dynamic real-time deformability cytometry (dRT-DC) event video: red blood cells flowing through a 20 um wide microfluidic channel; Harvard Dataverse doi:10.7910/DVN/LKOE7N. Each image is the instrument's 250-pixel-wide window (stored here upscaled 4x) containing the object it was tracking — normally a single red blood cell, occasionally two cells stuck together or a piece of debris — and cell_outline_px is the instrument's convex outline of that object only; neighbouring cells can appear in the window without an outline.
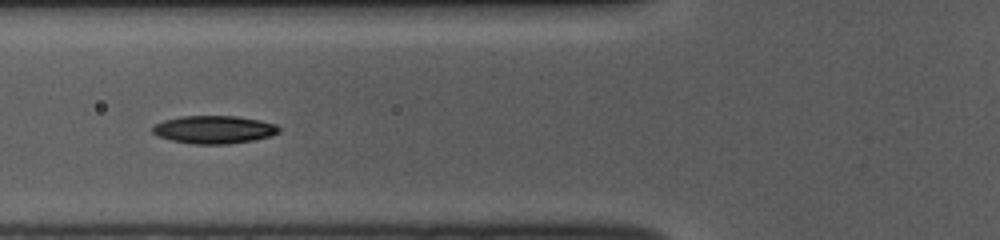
{"species": "common noctule bat (a hibernating species)", "species_latin": "Nyctalus noctula", "temperature_condition": "room temperature", "stored_images_in_passage": 34, "camera_frame_rate_fps": 3000, "um_per_image_px": 0.085, "animal": {"sex": "female", "body_mass_g": 10.0, "forearm_length_mm": 53.1}, "frame": {"image": 1, "passage_image": 5, "time_ms": 1.333, "image_size_px": [1000, 240], "cell_outline_px": [[280, 132], [272, 136], [252, 140], [228, 144], [192, 144], [172, 140], [160, 136], [152, 132], [152, 128], [156, 124], [164, 120], [180, 116], [236, 116], [260, 120], [276, 124], [280, 128]], "centroid_in_image_um": [18.23, 11.01], "position_along_channel_um": 107.6, "area_um2": 20.52}}
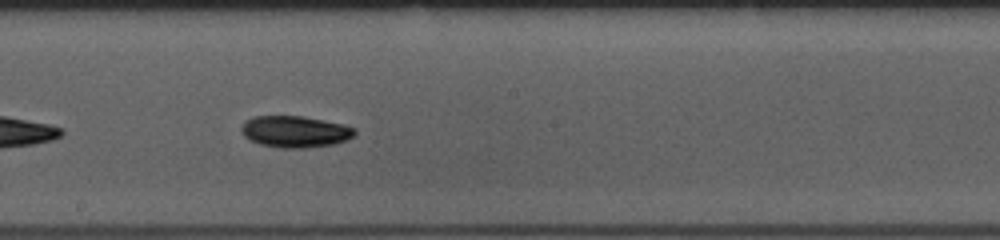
{"frame": {"image": 2, "passage_image": 14, "time_ms": 4.333, "image_size_px": [1000, 240], "cell_outline_px": [[356, 132], [352, 136], [344, 140], [332, 144], [304, 148], [284, 148], [260, 144], [244, 136], [240, 132], [240, 128], [244, 120], [252, 116], [304, 116], [344, 124], [356, 128]], "centroid_in_image_um": [25.04, 11.17], "position_along_channel_um": 223.2, "area_um2": 20.87}}
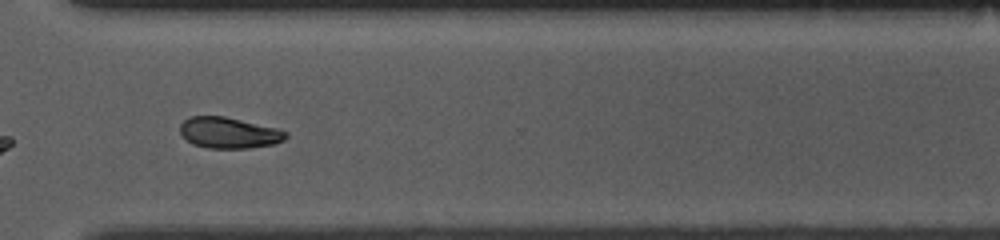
{"frame": {"image": 3, "passage_image": 24, "time_ms": 7.667, "image_size_px": [1000, 240], "cell_outline_px": [[288, 136], [284, 140], [272, 144], [248, 148], [208, 148], [192, 144], [180, 132], [180, 124], [184, 120], [192, 116], [224, 116], [276, 128], [288, 132]], "centroid_in_image_um": [19.45, 11.28], "position_along_channel_um": 351.1, "area_um2": 18.96}, "authors_computed_cell_mechanics": {"area_um2": 19.7965, "velocity_mm_per_s": 3.8416, "shape_relaxation_time_tau1_ms": 4.6137, "shape_relaxation_time_tau2_ms": null, "deformation_change_tau1": 0.1094, "deformation_change_tau2": null}}